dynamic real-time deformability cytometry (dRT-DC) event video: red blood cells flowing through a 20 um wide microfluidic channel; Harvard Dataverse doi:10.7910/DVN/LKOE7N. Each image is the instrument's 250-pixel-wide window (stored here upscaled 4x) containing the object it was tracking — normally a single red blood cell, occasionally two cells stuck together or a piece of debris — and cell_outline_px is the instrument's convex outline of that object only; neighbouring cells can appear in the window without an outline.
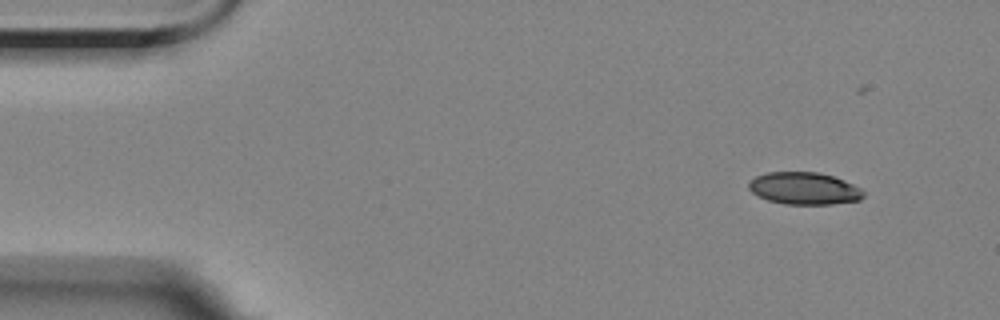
{"species": "Egyptian fruit bat (a non-hibernating species)", "species_latin": "Rousettus aegyptiacus", "temperature_condition": "room temperature", "stored_images_in_passage": 4, "camera_frame_rate_fps": 3000, "um_per_image_px": 0.085, "animal": {"sex": "female"}, "frame": {"image": 1, "passage_image": 1, "time_ms": 0.0, "image_size_px": [1000, 320], "cell_outline_px": [[864, 196], [860, 200], [832, 204], [784, 204], [768, 200], [752, 192], [748, 188], [748, 184], [756, 176], [768, 172], [820, 172], [844, 180], [860, 188], [864, 192]], "centroid_in_image_um": [68.37, 16.01], "position_along_channel_um": 16.6, "area_um2": 21.44}}
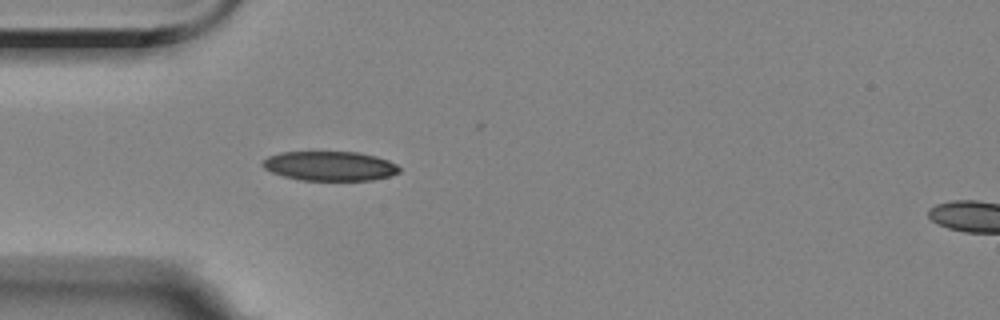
{"frame": {"image": 2, "passage_image": 4, "time_ms": 3.667, "image_size_px": [1000, 320], "cell_outline_px": [[400, 172], [388, 176], [372, 180], [300, 180], [284, 176], [272, 172], [264, 168], [260, 164], [268, 156], [280, 152], [360, 152], [376, 156], [388, 160], [396, 164], [400, 168]], "centroid_in_image_um": [28.03, 14.1], "position_along_channel_um": 57.0, "area_um2": 23.47}}